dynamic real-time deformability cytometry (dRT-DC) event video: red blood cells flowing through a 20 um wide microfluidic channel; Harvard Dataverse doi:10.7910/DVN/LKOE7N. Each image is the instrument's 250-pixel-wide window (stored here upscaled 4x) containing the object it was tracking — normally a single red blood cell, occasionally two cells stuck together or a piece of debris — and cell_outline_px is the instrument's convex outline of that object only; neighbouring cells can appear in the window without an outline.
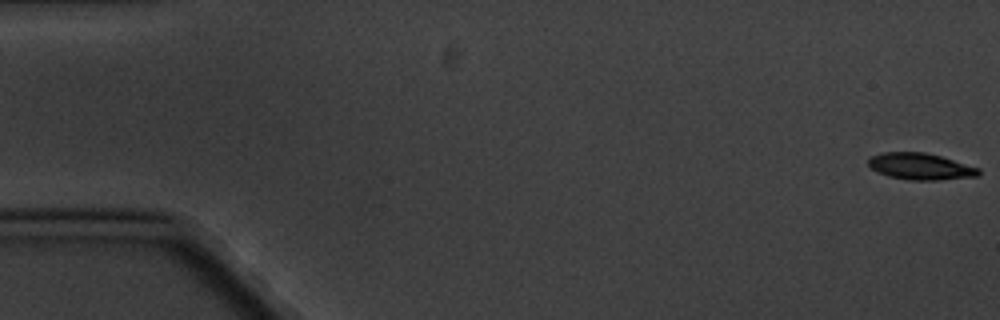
{"species": "common noctule bat (a hibernating species)", "species_latin": "Nyctalus noctula", "temperature_condition": "cold", "stored_images_in_passage": 6, "camera_frame_rate_fps": 3000, "um_per_image_px": 0.085, "animal": {"sex": "male", "body_mass_g": 20.1, "forearm_length_mm": 53.5}, "frame": {"image": 1, "passage_image": 1, "time_ms": 0.0, "image_size_px": [1000, 320], "cell_outline_px": [[980, 176], [940, 180], [908, 180], [888, 176], [876, 172], [868, 164], [868, 160], [872, 156], [884, 152], [924, 152], [940, 156], [980, 168]], "centroid_in_image_um": [78.25, 14.16], "position_along_channel_um": 6.7, "area_um2": 17.11}}
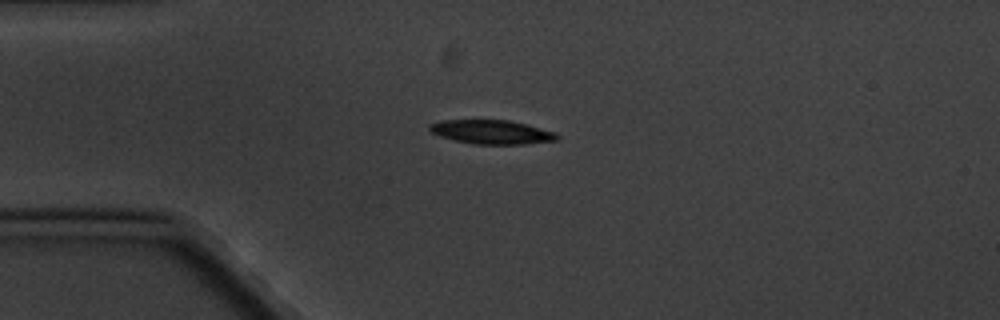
{"frame": {"image": 2, "passage_image": 5, "time_ms": 4.667, "image_size_px": [1000, 320], "cell_outline_px": [[560, 136], [556, 140], [524, 144], [472, 144], [440, 136], [432, 132], [428, 128], [432, 124], [444, 120], [508, 120], [528, 124], [556, 132]], "centroid_in_image_um": [41.85, 11.22], "position_along_channel_um": 43.2, "area_um2": 17.69}}